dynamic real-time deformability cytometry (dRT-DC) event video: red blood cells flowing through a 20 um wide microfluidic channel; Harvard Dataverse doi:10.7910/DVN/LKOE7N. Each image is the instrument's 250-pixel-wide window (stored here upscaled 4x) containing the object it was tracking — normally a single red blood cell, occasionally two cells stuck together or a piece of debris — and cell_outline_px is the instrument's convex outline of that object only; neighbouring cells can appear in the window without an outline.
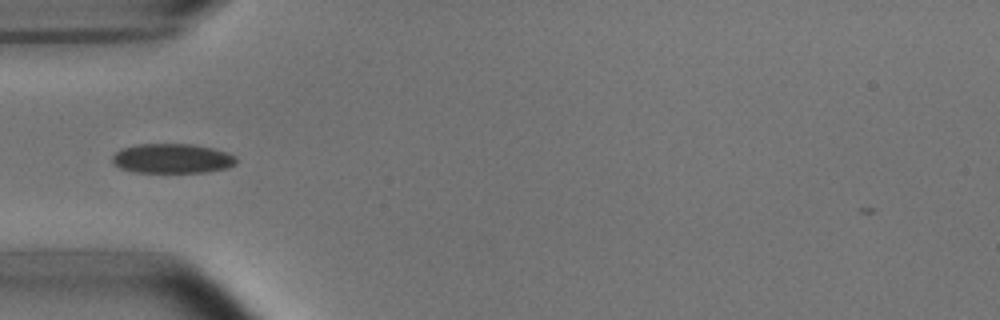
{"species": "common noctule bat (a hibernating species)", "species_latin": "Nyctalus noctula", "temperature_condition": "room temperature", "stored_images_in_passage": 37, "camera_frame_rate_fps": 3000, "um_per_image_px": 0.085, "animal": {"sex": "male", "body_mass_g": 15.6}, "frame": {"image": 1, "passage_image": 1, "time_ms": 0.0, "image_size_px": [1000, 320], "cell_outline_px": [[236, 164], [228, 168], [208, 172], [136, 172], [120, 168], [112, 164], [112, 156], [120, 148], [140, 144], [192, 144], [212, 148], [228, 152], [236, 156]], "centroid_in_image_um": [14.64, 13.47], "position_along_channel_um": 70.4, "area_um2": 21.56}}
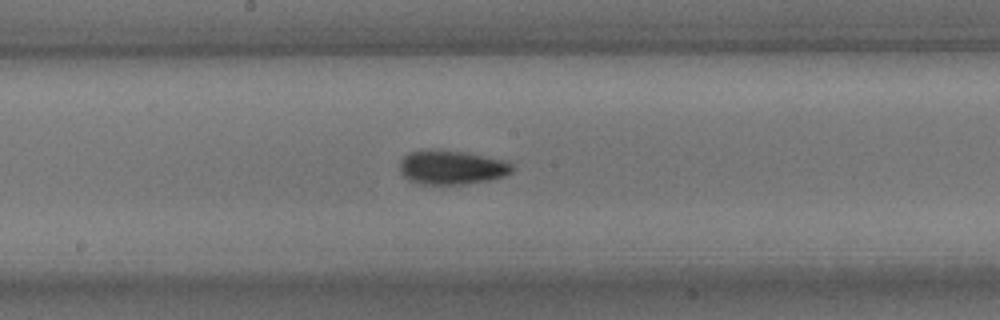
{"frame": {"image": 2, "passage_image": 12, "time_ms": 3.667, "image_size_px": [1000, 320], "cell_outline_px": [[512, 172], [504, 176], [488, 180], [464, 184], [420, 184], [408, 180], [400, 172], [400, 160], [408, 152], [464, 152], [500, 160], [512, 164]], "centroid_in_image_um": [38.37, 14.27], "position_along_channel_um": 209.8, "area_um2": 21.5}}
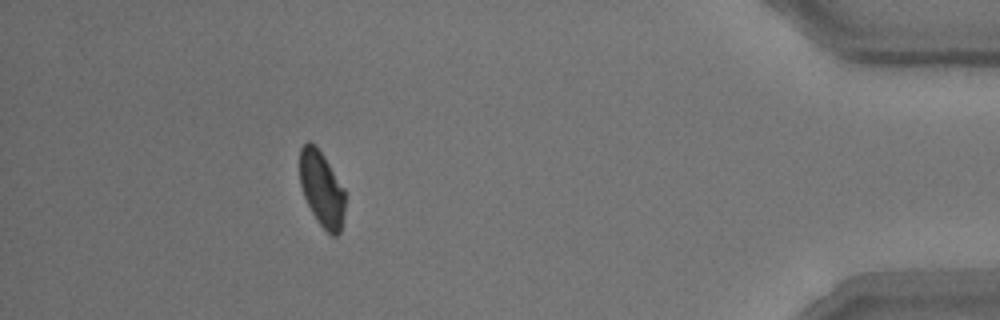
{"frame": {"image": 3, "passage_image": 32, "time_ms": 10.333, "image_size_px": [1000, 320], "cell_outline_px": [[344, 212], [340, 232], [336, 236], [332, 236], [316, 220], [304, 196], [300, 184], [300, 148], [308, 140], [320, 152], [344, 188]], "centroid_in_image_um": [27.34, 16.08], "position_along_channel_um": 407.9, "area_um2": 19.42}, "authors_computed_cell_mechanics": {"area_um2": 21.2126, "velocity_mm_per_s": 3.7756, "shape_relaxation_time_tau1_ms": 3.0804, "shape_relaxation_time_tau2_ms": 2.7981, "deformation_change_tau1": 0.099, "deformation_change_tau2": 0.0612}}